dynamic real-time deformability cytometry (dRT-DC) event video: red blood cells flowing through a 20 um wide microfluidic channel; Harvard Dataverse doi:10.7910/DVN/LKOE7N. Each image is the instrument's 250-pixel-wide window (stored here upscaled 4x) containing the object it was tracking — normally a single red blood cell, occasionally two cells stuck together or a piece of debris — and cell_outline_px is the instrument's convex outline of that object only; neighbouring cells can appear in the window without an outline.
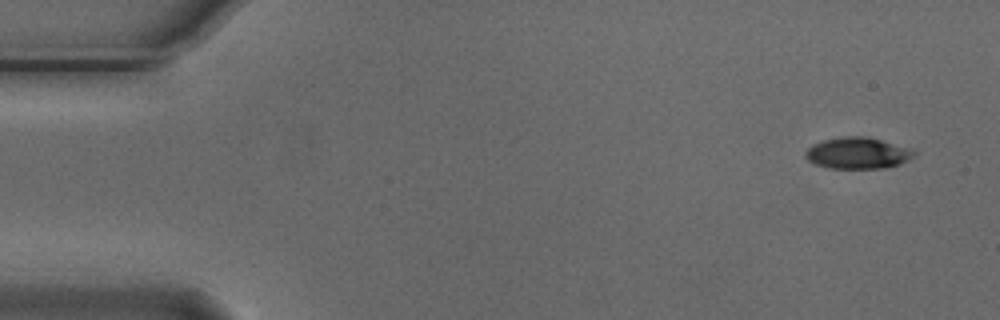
{"species": "Egyptian fruit bat (a non-hibernating species)", "species_latin": "Rousettus aegyptiacus", "temperature_condition": "cold", "stored_images_in_passage": 7, "camera_frame_rate_fps": 3000, "um_per_image_px": 0.085, "animal": {"sex": "male"}, "frame": {"image": 1, "passage_image": 1, "time_ms": 0.0, "image_size_px": [1000, 320], "cell_outline_px": [[916, 156], [900, 164], [884, 168], [828, 168], [816, 164], [808, 160], [804, 156], [804, 152], [812, 144], [824, 140], [844, 136], [868, 136], [912, 148], [916, 152]], "centroid_in_image_um": [72.93, 13.0], "position_along_channel_um": 12.1, "area_um2": 20.11}}
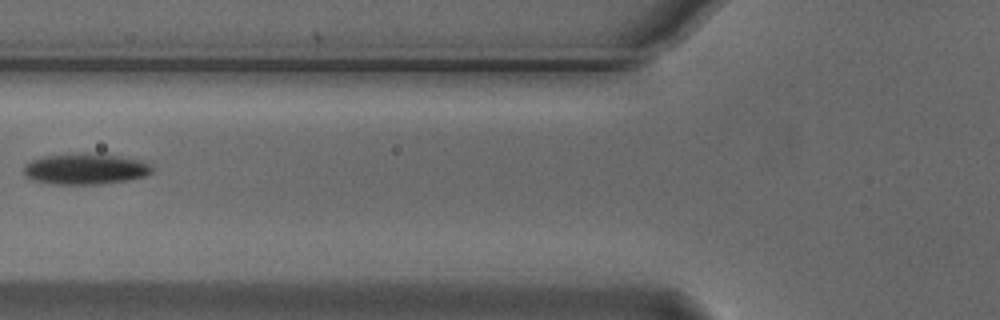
{"frame": {"image": 2, "passage_image": 6, "time_ms": 1.667, "image_size_px": [1000, 320], "cell_outline_px": [[152, 172], [144, 176], [128, 180], [100, 184], [48, 184], [32, 180], [24, 176], [24, 168], [32, 160], [44, 156], [120, 156], [144, 160], [152, 164]], "centroid_in_image_um": [7.29, 14.41], "position_along_channel_um": 118.5, "area_um2": 22.31}}
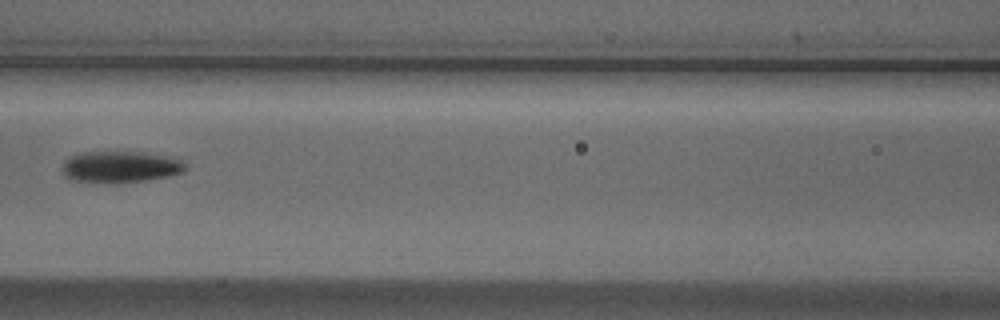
{"frame": {"image": 3, "passage_image": 7, "time_ms": 2.0, "image_size_px": [1000, 320], "cell_outline_px": [[188, 164], [184, 172], [172, 176], [148, 180], [120, 184], [108, 184], [68, 180], [64, 176], [64, 160], [80, 152], [148, 152], [176, 156]], "centroid_in_image_um": [10.32, 14.2], "position_along_channel_um": 156.3, "area_um2": 23.58}}